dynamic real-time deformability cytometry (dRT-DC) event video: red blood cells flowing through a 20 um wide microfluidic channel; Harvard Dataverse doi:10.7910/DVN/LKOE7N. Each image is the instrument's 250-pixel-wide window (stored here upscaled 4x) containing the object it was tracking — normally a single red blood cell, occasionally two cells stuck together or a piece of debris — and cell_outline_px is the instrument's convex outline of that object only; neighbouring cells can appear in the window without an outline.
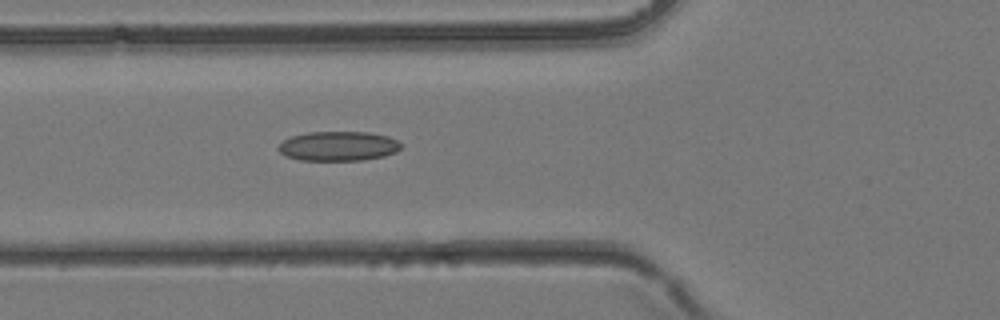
{"species": "common noctule bat (a hibernating species)", "species_latin": "Nyctalus noctula", "temperature_condition": "room temperature", "stored_images_in_passage": 39, "camera_frame_rate_fps": 3000, "um_per_image_px": 0.085, "animal": {"sex": "female", "body_mass_g": 24.6, "forearm_length_mm": 56.2}, "frame": {"image": 1, "passage_image": 15, "time_ms": 4.667, "image_size_px": [1000, 320], "cell_outline_px": [[404, 144], [396, 152], [384, 156], [360, 160], [300, 160], [288, 156], [280, 152], [276, 148], [284, 140], [292, 136], [308, 132], [368, 132], [388, 136]], "centroid_in_image_um": [28.78, 12.41], "position_along_channel_um": 97.0, "area_um2": 21.04}}
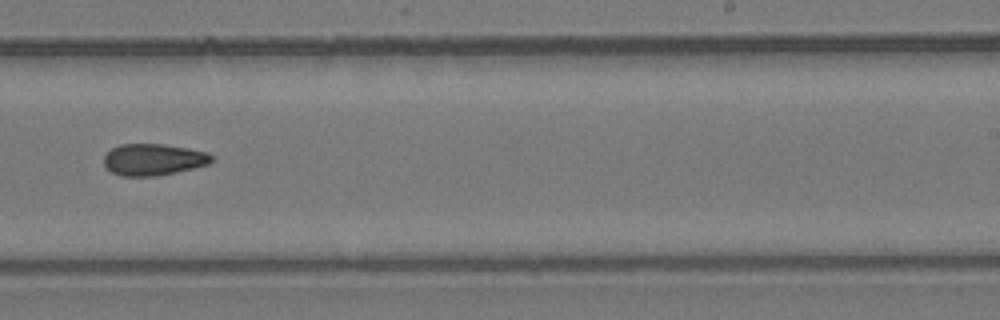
{"frame": {"image": 2, "passage_image": 25, "time_ms": 8.0, "image_size_px": [1000, 320], "cell_outline_px": [[216, 160], [208, 164], [196, 168], [156, 176], [120, 176], [112, 172], [104, 164], [104, 156], [112, 148], [120, 144], [164, 144], [188, 148], [208, 152]], "centroid_in_image_um": [13.08, 13.56], "position_along_channel_um": 275.9, "area_um2": 20.0}}
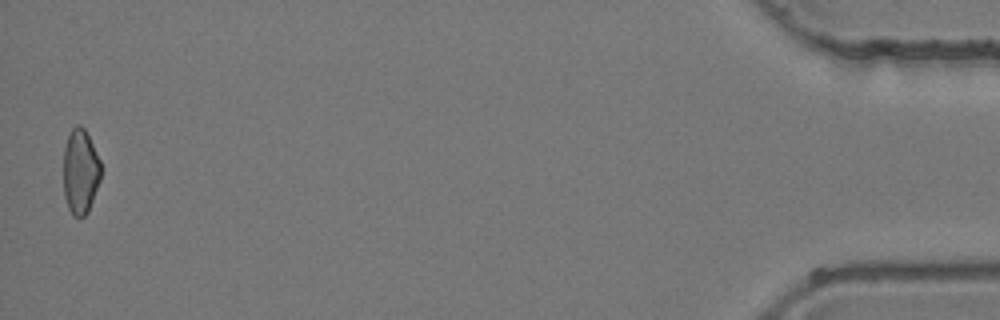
{"frame": {"image": 3, "passage_image": 39, "time_ms": 12.667, "image_size_px": [1000, 320], "cell_outline_px": [[100, 180], [88, 212], [80, 220], [72, 216], [68, 208], [64, 196], [64, 148], [68, 136], [72, 128], [76, 124], [80, 124], [84, 128], [100, 160]], "centroid_in_image_um": [6.82, 14.63], "position_along_channel_um": 428.4, "area_um2": 18.61}}